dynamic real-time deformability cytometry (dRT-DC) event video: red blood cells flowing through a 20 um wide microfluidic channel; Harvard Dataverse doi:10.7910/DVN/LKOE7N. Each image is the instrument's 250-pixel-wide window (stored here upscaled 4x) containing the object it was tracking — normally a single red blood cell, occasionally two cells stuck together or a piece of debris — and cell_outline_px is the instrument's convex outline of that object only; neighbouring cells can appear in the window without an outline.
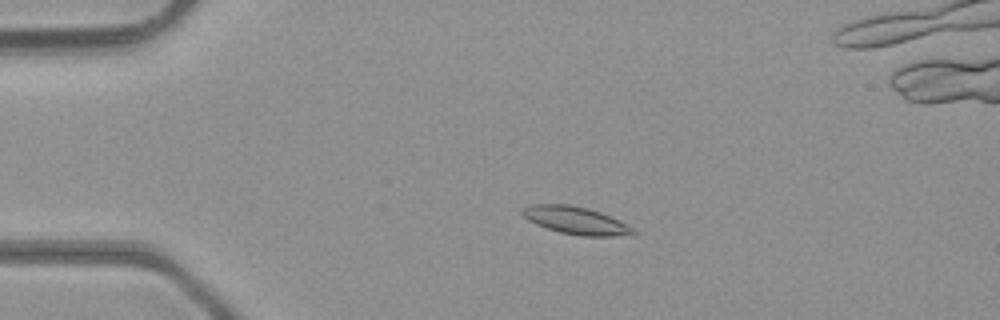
{"species": "common noctule bat (a hibernating species)", "species_latin": "Nyctalus noctula", "temperature_condition": "room temperature", "stored_images_in_passage": 42, "camera_frame_rate_fps": 3000, "um_per_image_px": 0.085, "animal": {"sex": "male", "body_mass_g": 23.1, "forearm_length_mm": 52.7}, "frame": {"image": 1, "passage_image": 4, "time_ms": 1.0, "image_size_px": [1000, 320], "cell_outline_px": [[640, 232], [612, 236], [580, 236], [560, 232], [536, 224], [528, 220], [520, 212], [520, 208], [528, 204], [568, 204], [588, 208], [600, 212], [636, 228]], "centroid_in_image_um": [48.91, 18.72], "position_along_channel_um": 36.1, "area_um2": 17.86}}
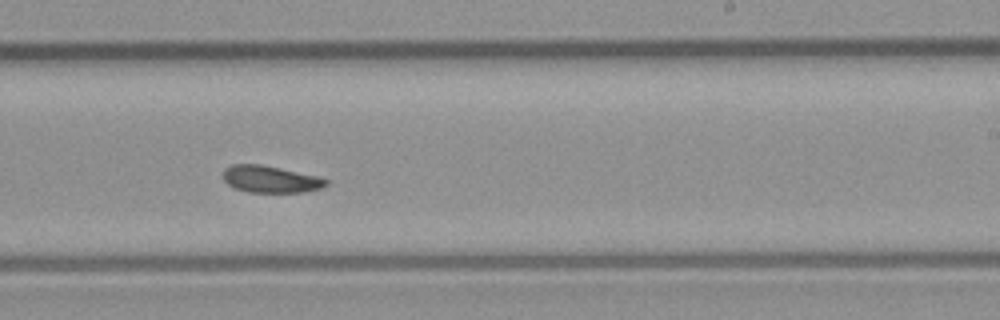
{"frame": {"image": 2, "passage_image": 23, "time_ms": 7.333, "image_size_px": [1000, 320], "cell_outline_px": [[328, 184], [324, 188], [304, 192], [248, 192], [232, 188], [224, 180], [224, 168], [232, 164], [260, 164], [320, 176], [328, 180]], "centroid_in_image_um": [23.02, 15.23], "position_along_channel_um": 266.0, "area_um2": 16.36}}
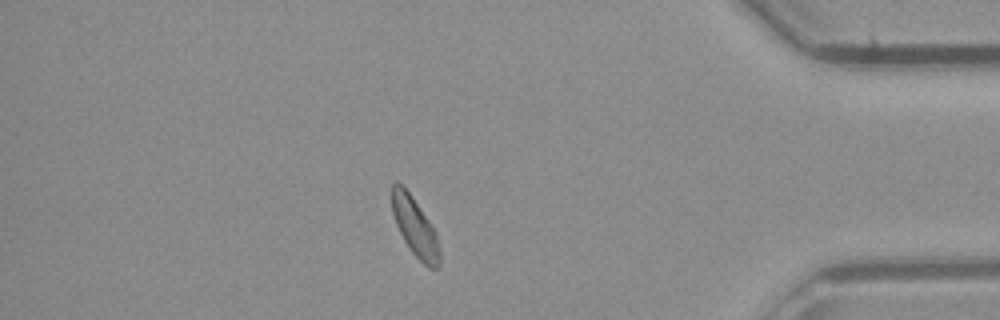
{"frame": {"image": 3, "passage_image": 35, "time_ms": 11.333, "image_size_px": [1000, 320], "cell_outline_px": [[440, 264], [436, 268], [428, 268], [412, 252], [404, 240], [396, 224], [392, 212], [392, 184], [396, 180], [412, 196], [436, 232], [440, 252]], "centroid_in_image_um": [35.28, 19.31], "position_along_channel_um": 399.9, "area_um2": 16.07}, "authors_computed_cell_mechanics": {"area_um2": 16.7331, "velocity_mm_per_s": 4.3131, "shape_relaxation_time_tau1_ms": 3.8428, "shape_relaxation_time_tau2_ms": 6.4303, "deformation_change_tau1": 0.0935, "deformation_change_tau2": 0.131}}